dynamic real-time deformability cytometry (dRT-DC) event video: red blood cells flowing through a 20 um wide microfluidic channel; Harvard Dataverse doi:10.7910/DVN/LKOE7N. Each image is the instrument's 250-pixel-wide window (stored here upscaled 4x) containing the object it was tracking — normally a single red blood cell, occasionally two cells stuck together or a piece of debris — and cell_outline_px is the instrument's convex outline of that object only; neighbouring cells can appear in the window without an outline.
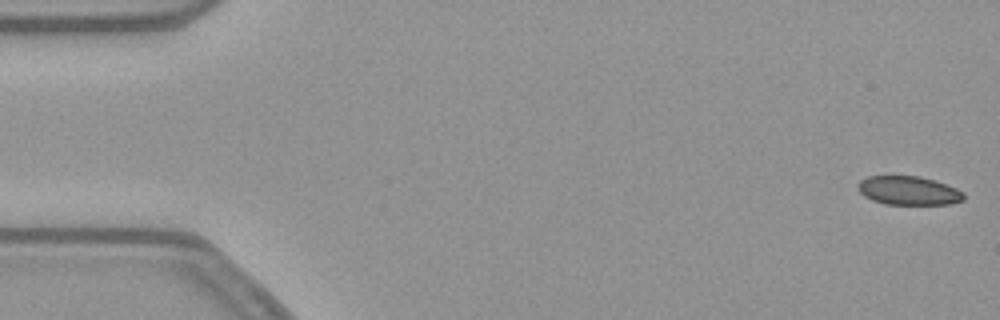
{"species": "common noctule bat (a hibernating species)", "species_latin": "Nyctalus noctula", "temperature_condition": "warm", "stored_images_in_passage": 54, "camera_frame_rate_fps": 3000, "um_per_image_px": 0.085, "animal": {"sex": "female", "body_mass_g": 21.9}, "frame": {"image": 1, "passage_image": 1, "time_ms": 0.0, "image_size_px": [1000, 320], "cell_outline_px": [[964, 200], [948, 204], [884, 204], [872, 200], [864, 196], [860, 192], [860, 180], [868, 176], [916, 176], [932, 180], [956, 188], [964, 192]], "centroid_in_image_um": [77.24, 16.21], "position_along_channel_um": 7.8, "area_um2": 17.46}}
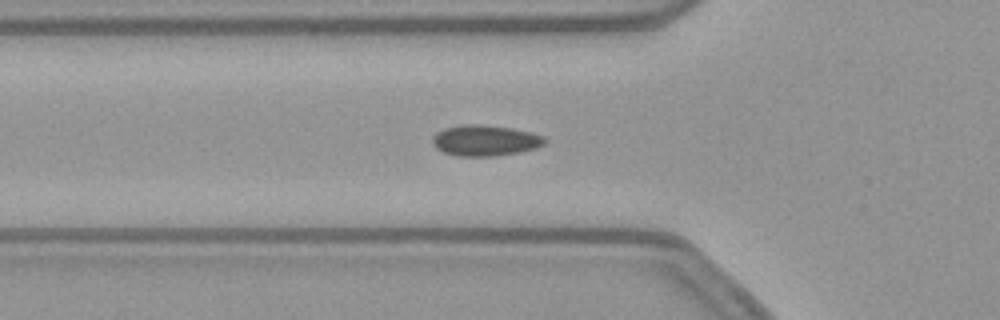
{"frame": {"image": 2, "passage_image": 18, "time_ms": 5.667, "image_size_px": [1000, 320], "cell_outline_px": [[548, 140], [544, 144], [536, 148], [520, 152], [496, 156], [456, 156], [444, 152], [436, 148], [432, 144], [432, 140], [444, 128], [464, 124], [476, 124], [512, 128], [532, 132], [544, 136]], "centroid_in_image_um": [41.29, 11.95], "position_along_channel_um": 84.5, "area_um2": 20.17}}
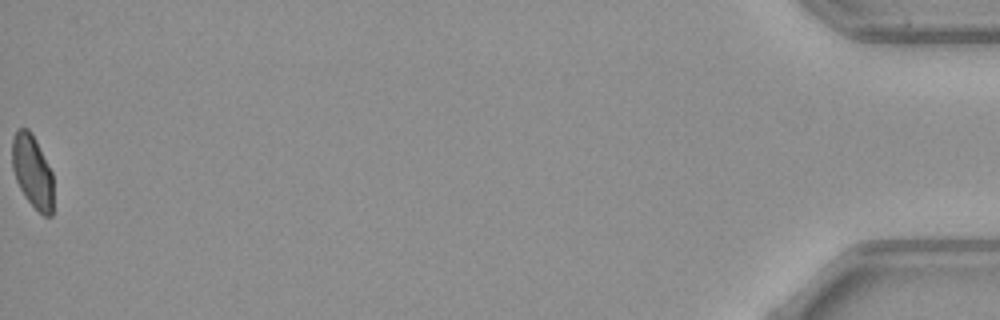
{"frame": {"image": 3, "passage_image": 54, "time_ms": 17.667, "image_size_px": [1000, 320], "cell_outline_px": [[52, 216], [44, 216], [24, 196], [16, 180], [12, 168], [12, 136], [16, 128], [28, 128], [32, 132], [52, 172]], "centroid_in_image_um": [2.73, 14.52], "position_along_channel_um": 432.5, "area_um2": 17.51}, "authors_computed_cell_mechanics": {"area_um2": 19.1607, "velocity_mm_per_s": 3.8052, "shape_relaxation_time_tau1_ms": null, "shape_relaxation_time_tau2_ms": 0.5043, "deformation_change_tau1": null, "deformation_change_tau2": 0.0582}}